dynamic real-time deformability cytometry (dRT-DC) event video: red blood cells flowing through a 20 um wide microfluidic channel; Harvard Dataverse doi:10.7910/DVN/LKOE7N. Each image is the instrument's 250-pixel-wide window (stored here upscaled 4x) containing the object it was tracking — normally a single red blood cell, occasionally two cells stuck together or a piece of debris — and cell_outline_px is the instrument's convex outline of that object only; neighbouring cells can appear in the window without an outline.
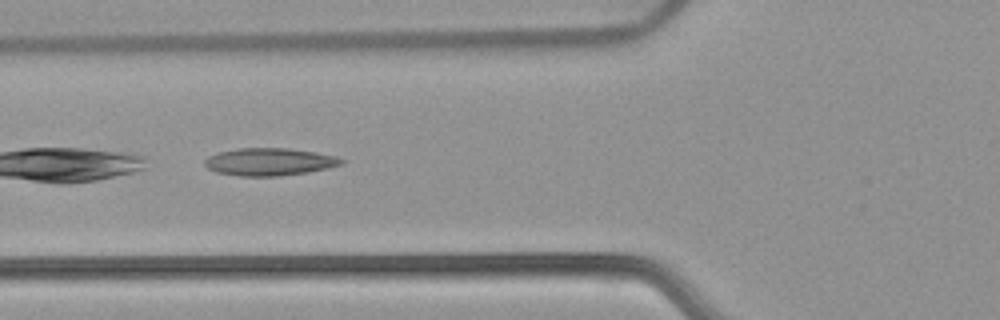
{"species": "common noctule bat (a hibernating species)", "species_latin": "Nyctalus noctula", "temperature_condition": "warm", "stored_images_in_passage": 28, "camera_frame_rate_fps": 3000, "um_per_image_px": 0.085, "animal": {"sex": "female", "body_mass_g": 22.7, "forearm_length_mm": 54.2}, "frame": {"image": 1, "passage_image": 5, "time_ms": 1.333, "image_size_px": [1000, 320], "cell_outline_px": [[348, 160], [344, 164], [328, 168], [308, 172], [280, 176], [240, 176], [216, 172], [208, 168], [204, 164], [204, 160], [208, 156], [216, 152], [236, 148], [288, 148], [316, 152], [336, 156]], "centroid_in_image_um": [22.92, 13.75], "position_along_channel_um": 102.9, "area_um2": 22.25}, "authors_computed_cell_mechanics": {"area_um2": 20.6924, "velocity_mm_per_s": 3.8183, "shape_relaxation_time_tau1_ms": null, "shape_relaxation_time_tau2_ms": 3.0176, "deformation_change_tau1": null, "deformation_change_tau2": 0.1312}}